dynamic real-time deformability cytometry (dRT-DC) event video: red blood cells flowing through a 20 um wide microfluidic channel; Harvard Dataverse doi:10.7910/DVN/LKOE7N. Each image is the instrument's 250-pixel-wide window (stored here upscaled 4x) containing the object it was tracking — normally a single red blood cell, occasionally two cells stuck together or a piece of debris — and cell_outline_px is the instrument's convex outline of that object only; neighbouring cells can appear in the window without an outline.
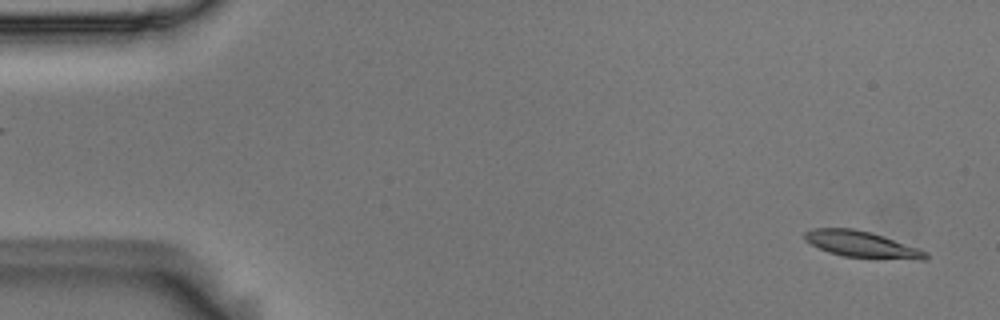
{"species": "Egyptian fruit bat (a non-hibernating species)", "species_latin": "Rousettus aegyptiacus", "temperature_condition": "room temperature", "stored_images_in_passage": 6, "segment_of_instrument_passage": [2, 2], "camera_frame_rate_fps": 3000, "um_per_image_px": 0.085, "animal": {"sex": "male"}, "frame": {"image": 1, "passage_image": 6, "time_ms": 1.667, "image_size_px": [1000, 320], "cell_outline_px": [[928, 256], [924, 260], [916, 260], [844, 256], [828, 252], [804, 240], [804, 232], [812, 228], [852, 228], [872, 232], [920, 248], [928, 252]], "centroid_in_image_um": [73.28, 20.76], "position_along_channel_um": 11.7, "area_um2": 18.61}}